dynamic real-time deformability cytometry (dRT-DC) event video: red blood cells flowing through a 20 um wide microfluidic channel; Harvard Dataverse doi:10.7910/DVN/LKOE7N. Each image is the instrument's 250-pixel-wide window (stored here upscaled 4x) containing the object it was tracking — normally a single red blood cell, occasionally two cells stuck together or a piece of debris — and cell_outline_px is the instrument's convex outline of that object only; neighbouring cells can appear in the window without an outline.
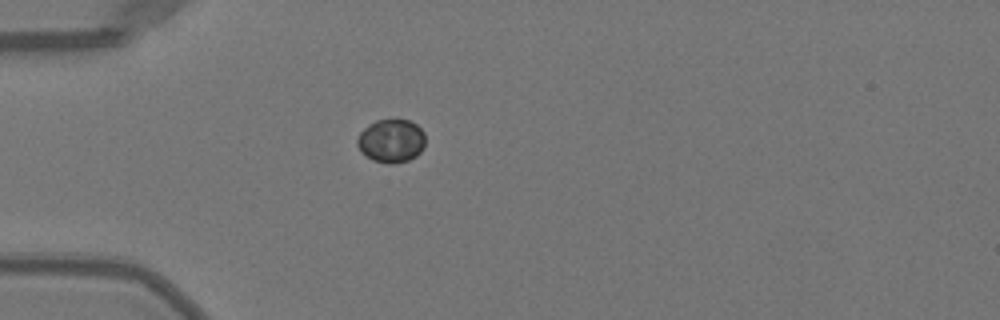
{"species": "Egyptian fruit bat (a non-hibernating species)", "species_latin": "Rousettus aegyptiacus", "temperature_condition": "warm", "stored_images_in_passage": 37, "camera_frame_rate_fps": 3000, "um_per_image_px": 0.085, "animal": {"sex": "female"}, "frame": {"image": 1, "passage_image": 1, "time_ms": 0.0, "image_size_px": [1000, 320], "cell_outline_px": [[424, 148], [416, 156], [408, 160], [392, 164], [388, 164], [372, 160], [364, 156], [360, 152], [356, 144], [356, 140], [360, 132], [368, 124], [376, 120], [408, 120], [416, 124], [424, 132]], "centroid_in_image_um": [33.22, 11.99], "position_along_channel_um": 51.8, "area_um2": 17.4}}
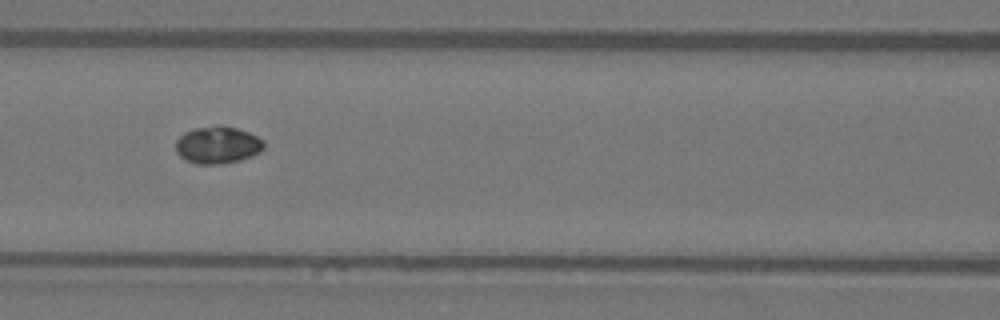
{"frame": {"image": 2, "passage_image": 9, "time_ms": 2.667, "image_size_px": [1000, 320], "cell_outline_px": [[264, 148], [260, 152], [252, 156], [240, 160], [224, 164], [196, 164], [180, 156], [176, 152], [176, 140], [184, 132], [192, 128], [216, 124], [220, 124], [236, 128], [248, 132], [264, 140]], "centroid_in_image_um": [18.5, 12.3], "position_along_channel_um": 148.1, "area_um2": 19.42}}
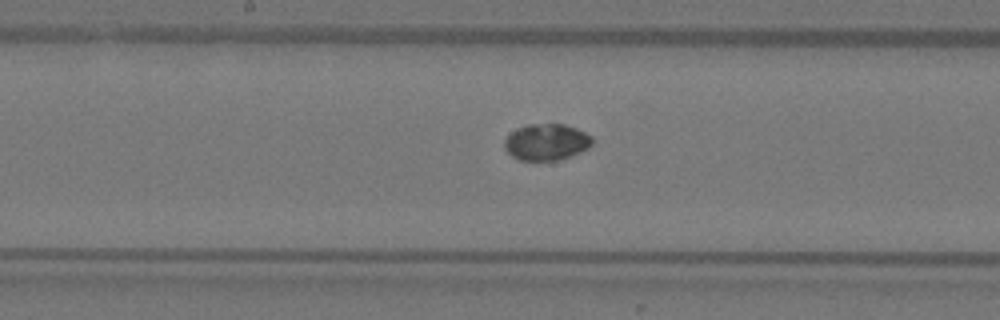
{"frame": {"image": 3, "passage_image": 13, "time_ms": 4.0, "image_size_px": [1000, 320], "cell_outline_px": [[592, 144], [588, 148], [560, 160], [520, 160], [512, 156], [504, 148], [504, 140], [516, 128], [528, 124], [564, 124], [576, 128], [592, 136]], "centroid_in_image_um": [46.44, 12.07], "position_along_channel_um": 201.8, "area_um2": 18.55}}